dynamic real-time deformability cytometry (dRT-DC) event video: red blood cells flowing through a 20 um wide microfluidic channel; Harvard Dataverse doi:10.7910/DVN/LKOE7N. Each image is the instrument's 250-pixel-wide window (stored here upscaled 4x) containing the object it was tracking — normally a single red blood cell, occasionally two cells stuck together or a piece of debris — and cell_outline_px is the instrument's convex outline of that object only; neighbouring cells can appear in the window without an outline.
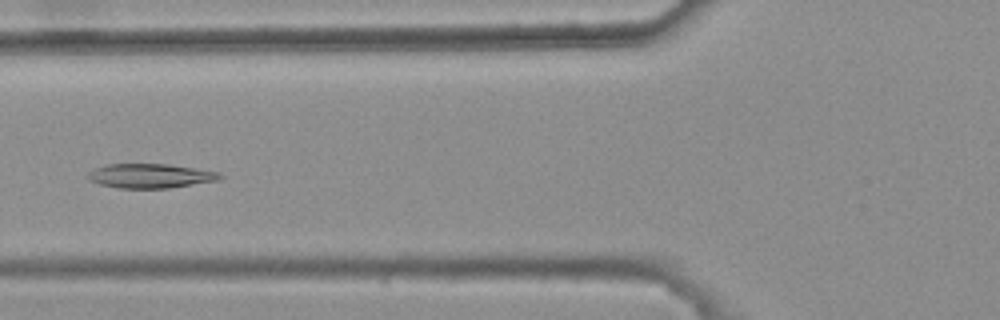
{"species": "common noctule bat (a hibernating species)", "species_latin": "Nyctalus noctula", "temperature_condition": "warm", "stored_images_in_passage": 8, "camera_frame_rate_fps": 3000, "um_per_image_px": 0.085, "animal": {"sex": "female", "body_mass_g": 25.1}, "frame": {"image": 1, "passage_image": 5, "time_ms": 1.333, "image_size_px": [1000, 320], "cell_outline_px": [[224, 176], [220, 180], [168, 188], [120, 188], [100, 184], [88, 180], [88, 172], [104, 164], [168, 164], [220, 172]], "centroid_in_image_um": [12.79, 14.94], "position_along_channel_um": 113.0, "area_um2": 18.73}}
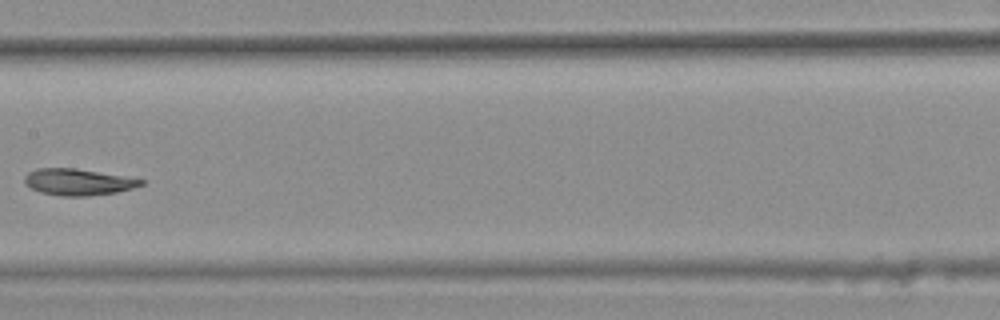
{"frame": {"image": 2, "passage_image": 7, "time_ms": 2.0, "image_size_px": [1000, 320], "cell_outline_px": [[144, 184], [132, 188], [116, 192], [88, 196], [60, 196], [40, 192], [24, 184], [24, 176], [28, 172], [36, 168], [76, 168], [144, 180]], "centroid_in_image_um": [6.58, 15.47], "position_along_channel_um": 200.8, "area_um2": 17.86}}
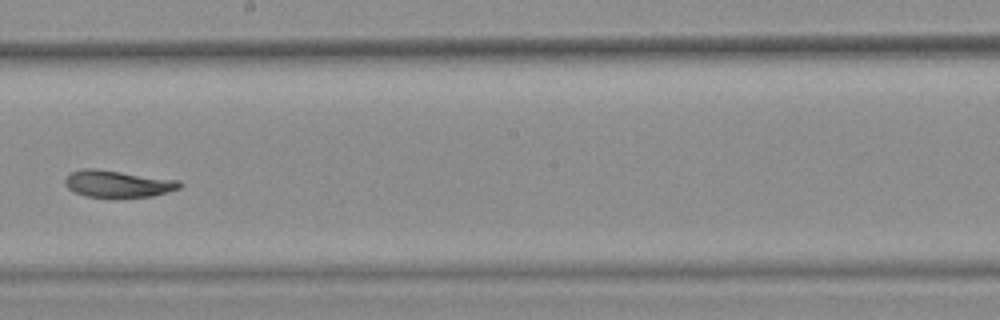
{"frame": {"image": 3, "passage_image": 8, "time_ms": 2.333, "image_size_px": [1000, 320], "cell_outline_px": [[184, 184], [180, 188], [168, 192], [152, 196], [112, 200], [84, 196], [68, 188], [64, 184], [64, 180], [72, 172], [84, 168], [92, 168], [180, 180]], "centroid_in_image_um": [10.04, 15.67], "position_along_channel_um": 238.2, "area_um2": 18.61}}